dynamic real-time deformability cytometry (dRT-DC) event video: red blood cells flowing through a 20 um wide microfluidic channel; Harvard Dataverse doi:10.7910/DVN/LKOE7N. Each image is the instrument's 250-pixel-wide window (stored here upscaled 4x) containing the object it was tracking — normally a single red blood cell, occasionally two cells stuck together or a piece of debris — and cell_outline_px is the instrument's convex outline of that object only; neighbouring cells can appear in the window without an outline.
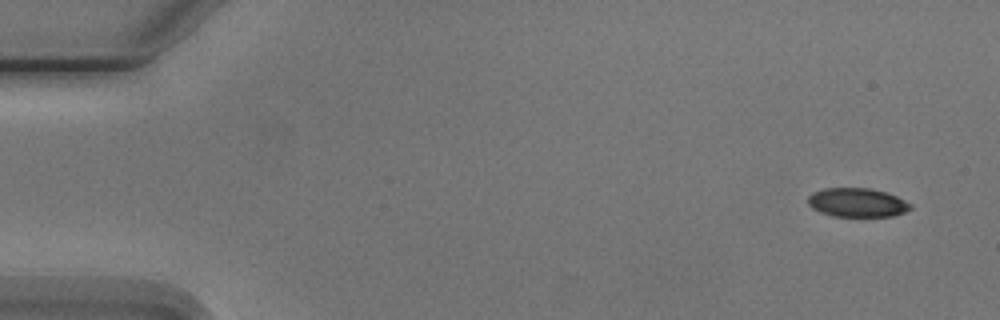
{"species": "Egyptian fruit bat (a non-hibernating species)", "species_latin": "Rousettus aegyptiacus", "temperature_condition": "cold", "stored_images_in_passage": 4, "camera_frame_rate_fps": 3000, "um_per_image_px": 0.085, "animal": {"sex": "male"}, "frame": {"image": 1, "passage_image": 1, "time_ms": 0.0, "image_size_px": [1000, 320], "cell_outline_px": [[912, 208], [904, 212], [892, 216], [832, 216], [820, 212], [812, 208], [808, 204], [808, 196], [812, 192], [824, 188], [872, 188], [896, 196], [912, 204]], "centroid_in_image_um": [72.84, 17.21], "position_along_channel_um": 12.2, "area_um2": 17.28}}
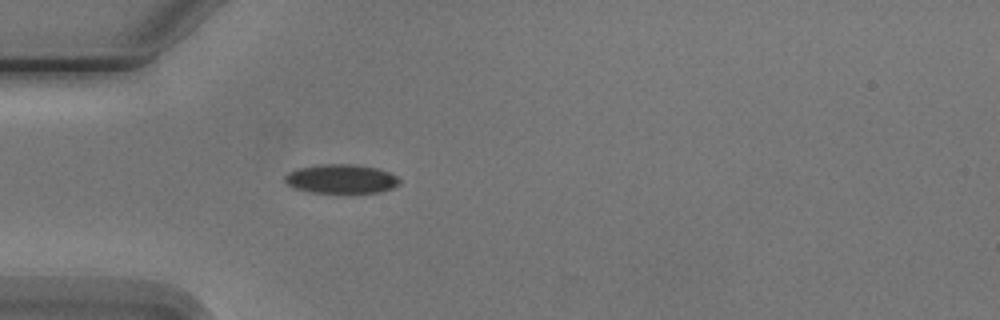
{"frame": {"image": 2, "passage_image": 4, "time_ms": 4.333, "image_size_px": [1000, 320], "cell_outline_px": [[400, 184], [392, 188], [380, 192], [312, 192], [296, 188], [288, 184], [284, 180], [284, 176], [288, 172], [300, 168], [320, 164], [352, 164], [380, 168], [396, 176], [400, 180]], "centroid_in_image_um": [29.03, 15.19], "position_along_channel_um": 56.0, "area_um2": 19.25}}